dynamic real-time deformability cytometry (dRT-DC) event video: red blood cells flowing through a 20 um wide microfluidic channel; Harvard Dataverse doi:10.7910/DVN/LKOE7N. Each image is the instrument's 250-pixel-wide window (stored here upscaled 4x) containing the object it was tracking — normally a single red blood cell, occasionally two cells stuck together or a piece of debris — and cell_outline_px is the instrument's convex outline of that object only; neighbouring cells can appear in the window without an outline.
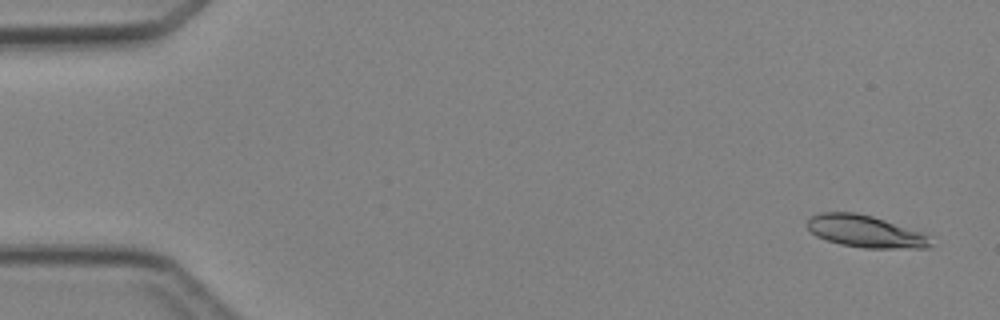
{"species": "Egyptian fruit bat (a non-hibernating species)", "species_latin": "Rousettus aegyptiacus", "temperature_condition": "cold", "stored_images_in_passage": 4, "camera_frame_rate_fps": 3000, "um_per_image_px": 0.085, "animal": {"sex": "female"}, "frame": {"image": 1, "passage_image": 1, "time_ms": 0.0, "image_size_px": [1000, 320], "cell_outline_px": [[932, 244], [928, 248], [864, 248], [840, 244], [816, 236], [808, 228], [808, 220], [812, 216], [820, 212], [856, 212], [872, 216], [932, 236]], "centroid_in_image_um": [73.58, 19.67], "position_along_channel_um": 11.4, "area_um2": 22.95}}
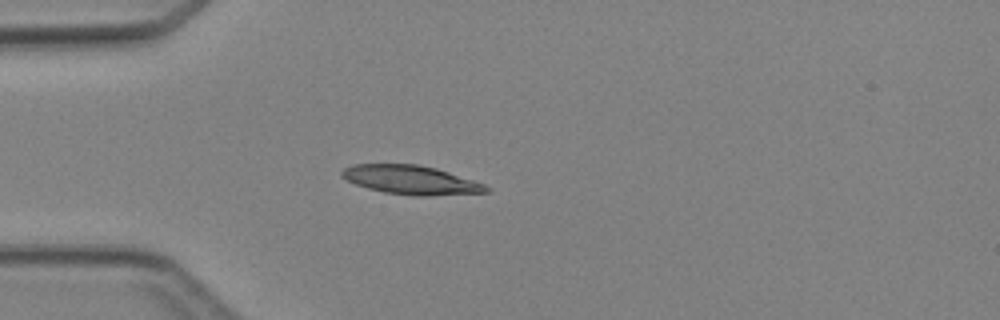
{"frame": {"image": 2, "passage_image": 4, "time_ms": 3.667, "image_size_px": [1000, 320], "cell_outline_px": [[492, 192], [428, 196], [416, 196], [384, 192], [368, 188], [356, 184], [340, 176], [340, 172], [344, 168], [352, 164], [420, 164], [436, 168], [484, 184], [492, 188]], "centroid_in_image_um": [34.95, 15.29], "position_along_channel_um": 50.1, "area_um2": 24.39}}